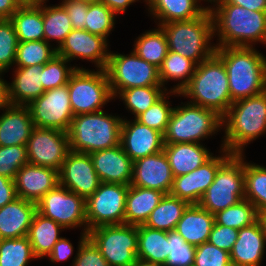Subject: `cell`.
Wrapping results in <instances>:
<instances>
[{"label":"cell","mask_w":266,"mask_h":266,"mask_svg":"<svg viewBox=\"0 0 266 266\" xmlns=\"http://www.w3.org/2000/svg\"><path fill=\"white\" fill-rule=\"evenodd\" d=\"M213 4V6H212ZM216 47L266 45V11H252L230 3L208 5Z\"/></svg>","instance_id":"obj_1"},{"label":"cell","mask_w":266,"mask_h":266,"mask_svg":"<svg viewBox=\"0 0 266 266\" xmlns=\"http://www.w3.org/2000/svg\"><path fill=\"white\" fill-rule=\"evenodd\" d=\"M228 75L231 101L266 91V57L254 47H217L215 53Z\"/></svg>","instance_id":"obj_2"},{"label":"cell","mask_w":266,"mask_h":266,"mask_svg":"<svg viewBox=\"0 0 266 266\" xmlns=\"http://www.w3.org/2000/svg\"><path fill=\"white\" fill-rule=\"evenodd\" d=\"M222 122L225 135L220 148L243 154L248 144L266 134V91L233 102Z\"/></svg>","instance_id":"obj_3"},{"label":"cell","mask_w":266,"mask_h":266,"mask_svg":"<svg viewBox=\"0 0 266 266\" xmlns=\"http://www.w3.org/2000/svg\"><path fill=\"white\" fill-rule=\"evenodd\" d=\"M180 97L190 98L187 102L212 109L223 117L233 103L223 61L214 54L198 64Z\"/></svg>","instance_id":"obj_4"},{"label":"cell","mask_w":266,"mask_h":266,"mask_svg":"<svg viewBox=\"0 0 266 266\" xmlns=\"http://www.w3.org/2000/svg\"><path fill=\"white\" fill-rule=\"evenodd\" d=\"M158 26L166 35L169 51L179 53L196 65L216 53V44L211 42L214 38V24L209 8L197 18Z\"/></svg>","instance_id":"obj_5"},{"label":"cell","mask_w":266,"mask_h":266,"mask_svg":"<svg viewBox=\"0 0 266 266\" xmlns=\"http://www.w3.org/2000/svg\"><path fill=\"white\" fill-rule=\"evenodd\" d=\"M122 121L103 110L75 115L68 131L70 150L91 154L120 145Z\"/></svg>","instance_id":"obj_6"},{"label":"cell","mask_w":266,"mask_h":266,"mask_svg":"<svg viewBox=\"0 0 266 266\" xmlns=\"http://www.w3.org/2000/svg\"><path fill=\"white\" fill-rule=\"evenodd\" d=\"M183 104V105H182ZM222 116L216 111L190 102H181L171 112L164 144L200 143L223 129Z\"/></svg>","instance_id":"obj_7"},{"label":"cell","mask_w":266,"mask_h":266,"mask_svg":"<svg viewBox=\"0 0 266 266\" xmlns=\"http://www.w3.org/2000/svg\"><path fill=\"white\" fill-rule=\"evenodd\" d=\"M245 157L244 154H232L219 167L213 183L198 203L203 209L214 215L245 199Z\"/></svg>","instance_id":"obj_8"},{"label":"cell","mask_w":266,"mask_h":266,"mask_svg":"<svg viewBox=\"0 0 266 266\" xmlns=\"http://www.w3.org/2000/svg\"><path fill=\"white\" fill-rule=\"evenodd\" d=\"M67 85L74 116L103 110L114 99L105 69H76Z\"/></svg>","instance_id":"obj_9"},{"label":"cell","mask_w":266,"mask_h":266,"mask_svg":"<svg viewBox=\"0 0 266 266\" xmlns=\"http://www.w3.org/2000/svg\"><path fill=\"white\" fill-rule=\"evenodd\" d=\"M105 71L113 98L120 90L128 88L162 86L159 69L141 59L134 50L127 55L110 50Z\"/></svg>","instance_id":"obj_10"},{"label":"cell","mask_w":266,"mask_h":266,"mask_svg":"<svg viewBox=\"0 0 266 266\" xmlns=\"http://www.w3.org/2000/svg\"><path fill=\"white\" fill-rule=\"evenodd\" d=\"M88 238L99 249L109 266H132L137 259V226L102 225L88 231Z\"/></svg>","instance_id":"obj_11"},{"label":"cell","mask_w":266,"mask_h":266,"mask_svg":"<svg viewBox=\"0 0 266 266\" xmlns=\"http://www.w3.org/2000/svg\"><path fill=\"white\" fill-rule=\"evenodd\" d=\"M36 209L64 230L82 227V232L87 233L86 200L60 184L36 202Z\"/></svg>","instance_id":"obj_12"},{"label":"cell","mask_w":266,"mask_h":266,"mask_svg":"<svg viewBox=\"0 0 266 266\" xmlns=\"http://www.w3.org/2000/svg\"><path fill=\"white\" fill-rule=\"evenodd\" d=\"M129 185L103 183L86 200L87 233L102 225L124 224L126 194Z\"/></svg>","instance_id":"obj_13"},{"label":"cell","mask_w":266,"mask_h":266,"mask_svg":"<svg viewBox=\"0 0 266 266\" xmlns=\"http://www.w3.org/2000/svg\"><path fill=\"white\" fill-rule=\"evenodd\" d=\"M36 127L68 132L74 117L68 85L44 91L27 105Z\"/></svg>","instance_id":"obj_14"},{"label":"cell","mask_w":266,"mask_h":266,"mask_svg":"<svg viewBox=\"0 0 266 266\" xmlns=\"http://www.w3.org/2000/svg\"><path fill=\"white\" fill-rule=\"evenodd\" d=\"M69 151L68 132L34 126L27 142L30 164L60 171Z\"/></svg>","instance_id":"obj_15"},{"label":"cell","mask_w":266,"mask_h":266,"mask_svg":"<svg viewBox=\"0 0 266 266\" xmlns=\"http://www.w3.org/2000/svg\"><path fill=\"white\" fill-rule=\"evenodd\" d=\"M219 153L220 155H213L192 172L174 177L169 194L188 204H198L207 188L213 183L219 167L232 155L224 148H220Z\"/></svg>","instance_id":"obj_16"},{"label":"cell","mask_w":266,"mask_h":266,"mask_svg":"<svg viewBox=\"0 0 266 266\" xmlns=\"http://www.w3.org/2000/svg\"><path fill=\"white\" fill-rule=\"evenodd\" d=\"M106 38L91 34L87 30L73 29L57 48V55L70 63L76 59L87 60L95 64V69H105L110 51Z\"/></svg>","instance_id":"obj_17"},{"label":"cell","mask_w":266,"mask_h":266,"mask_svg":"<svg viewBox=\"0 0 266 266\" xmlns=\"http://www.w3.org/2000/svg\"><path fill=\"white\" fill-rule=\"evenodd\" d=\"M100 183L90 154L70 150L59 171V184L87 200Z\"/></svg>","instance_id":"obj_18"},{"label":"cell","mask_w":266,"mask_h":266,"mask_svg":"<svg viewBox=\"0 0 266 266\" xmlns=\"http://www.w3.org/2000/svg\"><path fill=\"white\" fill-rule=\"evenodd\" d=\"M120 144L133 162L161 152L165 145L163 133L126 118L122 121Z\"/></svg>","instance_id":"obj_19"},{"label":"cell","mask_w":266,"mask_h":266,"mask_svg":"<svg viewBox=\"0 0 266 266\" xmlns=\"http://www.w3.org/2000/svg\"><path fill=\"white\" fill-rule=\"evenodd\" d=\"M173 178L167 155L163 150L133 162L132 186L156 189L169 194Z\"/></svg>","instance_id":"obj_20"},{"label":"cell","mask_w":266,"mask_h":266,"mask_svg":"<svg viewBox=\"0 0 266 266\" xmlns=\"http://www.w3.org/2000/svg\"><path fill=\"white\" fill-rule=\"evenodd\" d=\"M100 182L131 185L133 161L121 144L90 154Z\"/></svg>","instance_id":"obj_21"},{"label":"cell","mask_w":266,"mask_h":266,"mask_svg":"<svg viewBox=\"0 0 266 266\" xmlns=\"http://www.w3.org/2000/svg\"><path fill=\"white\" fill-rule=\"evenodd\" d=\"M14 181L17 197L36 203L59 184V171L27 163Z\"/></svg>","instance_id":"obj_22"},{"label":"cell","mask_w":266,"mask_h":266,"mask_svg":"<svg viewBox=\"0 0 266 266\" xmlns=\"http://www.w3.org/2000/svg\"><path fill=\"white\" fill-rule=\"evenodd\" d=\"M266 248V235L258 219L239 230L230 252L232 266H261Z\"/></svg>","instance_id":"obj_23"},{"label":"cell","mask_w":266,"mask_h":266,"mask_svg":"<svg viewBox=\"0 0 266 266\" xmlns=\"http://www.w3.org/2000/svg\"><path fill=\"white\" fill-rule=\"evenodd\" d=\"M1 110L0 146L27 145L34 128L28 107L9 104Z\"/></svg>","instance_id":"obj_24"},{"label":"cell","mask_w":266,"mask_h":266,"mask_svg":"<svg viewBox=\"0 0 266 266\" xmlns=\"http://www.w3.org/2000/svg\"><path fill=\"white\" fill-rule=\"evenodd\" d=\"M36 211L35 202L20 197L0 208V239L27 236Z\"/></svg>","instance_id":"obj_25"},{"label":"cell","mask_w":266,"mask_h":266,"mask_svg":"<svg viewBox=\"0 0 266 266\" xmlns=\"http://www.w3.org/2000/svg\"><path fill=\"white\" fill-rule=\"evenodd\" d=\"M13 70V80L8 83L9 104L27 106L44 93L41 83L42 66L33 65Z\"/></svg>","instance_id":"obj_26"},{"label":"cell","mask_w":266,"mask_h":266,"mask_svg":"<svg viewBox=\"0 0 266 266\" xmlns=\"http://www.w3.org/2000/svg\"><path fill=\"white\" fill-rule=\"evenodd\" d=\"M214 224L213 214L199 204H189L178 221L175 231L186 243L198 246L208 242Z\"/></svg>","instance_id":"obj_27"},{"label":"cell","mask_w":266,"mask_h":266,"mask_svg":"<svg viewBox=\"0 0 266 266\" xmlns=\"http://www.w3.org/2000/svg\"><path fill=\"white\" fill-rule=\"evenodd\" d=\"M163 151L167 155L173 177L192 172L214 155L200 143L165 144Z\"/></svg>","instance_id":"obj_28"},{"label":"cell","mask_w":266,"mask_h":266,"mask_svg":"<svg viewBox=\"0 0 266 266\" xmlns=\"http://www.w3.org/2000/svg\"><path fill=\"white\" fill-rule=\"evenodd\" d=\"M201 1L207 0H144L148 12L154 22L159 24L174 21H186L200 16L208 6H202Z\"/></svg>","instance_id":"obj_29"},{"label":"cell","mask_w":266,"mask_h":266,"mask_svg":"<svg viewBox=\"0 0 266 266\" xmlns=\"http://www.w3.org/2000/svg\"><path fill=\"white\" fill-rule=\"evenodd\" d=\"M164 195L165 193L156 189L129 185L126 194L124 224L144 225Z\"/></svg>","instance_id":"obj_30"},{"label":"cell","mask_w":266,"mask_h":266,"mask_svg":"<svg viewBox=\"0 0 266 266\" xmlns=\"http://www.w3.org/2000/svg\"><path fill=\"white\" fill-rule=\"evenodd\" d=\"M63 229L54 220L43 216L38 211L35 212L27 237L38 259L48 257L54 245L62 237L60 232L64 231Z\"/></svg>","instance_id":"obj_31"},{"label":"cell","mask_w":266,"mask_h":266,"mask_svg":"<svg viewBox=\"0 0 266 266\" xmlns=\"http://www.w3.org/2000/svg\"><path fill=\"white\" fill-rule=\"evenodd\" d=\"M137 233V258L164 265L169 256L167 232L139 225Z\"/></svg>","instance_id":"obj_32"},{"label":"cell","mask_w":266,"mask_h":266,"mask_svg":"<svg viewBox=\"0 0 266 266\" xmlns=\"http://www.w3.org/2000/svg\"><path fill=\"white\" fill-rule=\"evenodd\" d=\"M10 20L19 42L44 40L42 3L20 6Z\"/></svg>","instance_id":"obj_33"},{"label":"cell","mask_w":266,"mask_h":266,"mask_svg":"<svg viewBox=\"0 0 266 266\" xmlns=\"http://www.w3.org/2000/svg\"><path fill=\"white\" fill-rule=\"evenodd\" d=\"M196 64L180 55L179 53L168 51L167 56L159 68V78L161 85L166 88L167 83L177 81L178 83L171 87L169 91L181 92V90L189 83L195 72Z\"/></svg>","instance_id":"obj_34"},{"label":"cell","mask_w":266,"mask_h":266,"mask_svg":"<svg viewBox=\"0 0 266 266\" xmlns=\"http://www.w3.org/2000/svg\"><path fill=\"white\" fill-rule=\"evenodd\" d=\"M188 205L186 201L178 197L165 194L160 203L150 213L144 226L166 232L175 230Z\"/></svg>","instance_id":"obj_35"},{"label":"cell","mask_w":266,"mask_h":266,"mask_svg":"<svg viewBox=\"0 0 266 266\" xmlns=\"http://www.w3.org/2000/svg\"><path fill=\"white\" fill-rule=\"evenodd\" d=\"M156 28L138 36L133 44V50L141 59L159 69L169 49L164 31L158 25Z\"/></svg>","instance_id":"obj_36"},{"label":"cell","mask_w":266,"mask_h":266,"mask_svg":"<svg viewBox=\"0 0 266 266\" xmlns=\"http://www.w3.org/2000/svg\"><path fill=\"white\" fill-rule=\"evenodd\" d=\"M44 0L42 2L44 40L46 42L58 43L56 49L61 46L66 36L73 30L70 18L61 4L49 5Z\"/></svg>","instance_id":"obj_37"},{"label":"cell","mask_w":266,"mask_h":266,"mask_svg":"<svg viewBox=\"0 0 266 266\" xmlns=\"http://www.w3.org/2000/svg\"><path fill=\"white\" fill-rule=\"evenodd\" d=\"M167 92L168 89L163 86L134 87L120 90L114 96V100L117 98L122 100L126 106L125 108L136 119L140 114L160 100Z\"/></svg>","instance_id":"obj_38"},{"label":"cell","mask_w":266,"mask_h":266,"mask_svg":"<svg viewBox=\"0 0 266 266\" xmlns=\"http://www.w3.org/2000/svg\"><path fill=\"white\" fill-rule=\"evenodd\" d=\"M245 199L258 213L266 210V167L244 161Z\"/></svg>","instance_id":"obj_39"},{"label":"cell","mask_w":266,"mask_h":266,"mask_svg":"<svg viewBox=\"0 0 266 266\" xmlns=\"http://www.w3.org/2000/svg\"><path fill=\"white\" fill-rule=\"evenodd\" d=\"M55 55H57V49L45 40L19 42L14 68L43 66Z\"/></svg>","instance_id":"obj_40"},{"label":"cell","mask_w":266,"mask_h":266,"mask_svg":"<svg viewBox=\"0 0 266 266\" xmlns=\"http://www.w3.org/2000/svg\"><path fill=\"white\" fill-rule=\"evenodd\" d=\"M215 223L240 230L255 223L259 219L256 207L248 200L243 199L237 204L214 214Z\"/></svg>","instance_id":"obj_41"},{"label":"cell","mask_w":266,"mask_h":266,"mask_svg":"<svg viewBox=\"0 0 266 266\" xmlns=\"http://www.w3.org/2000/svg\"><path fill=\"white\" fill-rule=\"evenodd\" d=\"M34 259L38 258L27 236L0 239V266H27Z\"/></svg>","instance_id":"obj_42"},{"label":"cell","mask_w":266,"mask_h":266,"mask_svg":"<svg viewBox=\"0 0 266 266\" xmlns=\"http://www.w3.org/2000/svg\"><path fill=\"white\" fill-rule=\"evenodd\" d=\"M116 14L101 2L91 3L85 19V30L108 39L115 28Z\"/></svg>","instance_id":"obj_43"},{"label":"cell","mask_w":266,"mask_h":266,"mask_svg":"<svg viewBox=\"0 0 266 266\" xmlns=\"http://www.w3.org/2000/svg\"><path fill=\"white\" fill-rule=\"evenodd\" d=\"M78 66H71L70 62L59 55H55L50 61L42 66V85L44 91L64 86L68 83L71 74Z\"/></svg>","instance_id":"obj_44"},{"label":"cell","mask_w":266,"mask_h":266,"mask_svg":"<svg viewBox=\"0 0 266 266\" xmlns=\"http://www.w3.org/2000/svg\"><path fill=\"white\" fill-rule=\"evenodd\" d=\"M169 95L180 96L179 92L168 91L160 100L140 114L136 120L141 124L165 133L171 112L174 107L169 102Z\"/></svg>","instance_id":"obj_45"},{"label":"cell","mask_w":266,"mask_h":266,"mask_svg":"<svg viewBox=\"0 0 266 266\" xmlns=\"http://www.w3.org/2000/svg\"><path fill=\"white\" fill-rule=\"evenodd\" d=\"M18 43L12 21L0 19V71L7 73L13 67Z\"/></svg>","instance_id":"obj_46"},{"label":"cell","mask_w":266,"mask_h":266,"mask_svg":"<svg viewBox=\"0 0 266 266\" xmlns=\"http://www.w3.org/2000/svg\"><path fill=\"white\" fill-rule=\"evenodd\" d=\"M169 256L164 266H193L196 246L188 244L175 231L167 232Z\"/></svg>","instance_id":"obj_47"},{"label":"cell","mask_w":266,"mask_h":266,"mask_svg":"<svg viewBox=\"0 0 266 266\" xmlns=\"http://www.w3.org/2000/svg\"><path fill=\"white\" fill-rule=\"evenodd\" d=\"M27 163V145L0 146V175L14 180Z\"/></svg>","instance_id":"obj_48"},{"label":"cell","mask_w":266,"mask_h":266,"mask_svg":"<svg viewBox=\"0 0 266 266\" xmlns=\"http://www.w3.org/2000/svg\"><path fill=\"white\" fill-rule=\"evenodd\" d=\"M80 240L71 266H109L99 249L88 238V233H80Z\"/></svg>","instance_id":"obj_49"},{"label":"cell","mask_w":266,"mask_h":266,"mask_svg":"<svg viewBox=\"0 0 266 266\" xmlns=\"http://www.w3.org/2000/svg\"><path fill=\"white\" fill-rule=\"evenodd\" d=\"M193 266H232L230 253L205 242L196 246Z\"/></svg>","instance_id":"obj_50"},{"label":"cell","mask_w":266,"mask_h":266,"mask_svg":"<svg viewBox=\"0 0 266 266\" xmlns=\"http://www.w3.org/2000/svg\"><path fill=\"white\" fill-rule=\"evenodd\" d=\"M238 232L239 230L237 229L215 223L209 235L208 242L230 253L238 238Z\"/></svg>","instance_id":"obj_51"},{"label":"cell","mask_w":266,"mask_h":266,"mask_svg":"<svg viewBox=\"0 0 266 266\" xmlns=\"http://www.w3.org/2000/svg\"><path fill=\"white\" fill-rule=\"evenodd\" d=\"M60 3L70 18L72 28L85 30V19L89 3L78 2L75 0H61Z\"/></svg>","instance_id":"obj_52"},{"label":"cell","mask_w":266,"mask_h":266,"mask_svg":"<svg viewBox=\"0 0 266 266\" xmlns=\"http://www.w3.org/2000/svg\"><path fill=\"white\" fill-rule=\"evenodd\" d=\"M73 251L74 247L70 240L66 239V237H61L54 245L52 252L48 255V259L53 263L64 262L72 256Z\"/></svg>","instance_id":"obj_53"},{"label":"cell","mask_w":266,"mask_h":266,"mask_svg":"<svg viewBox=\"0 0 266 266\" xmlns=\"http://www.w3.org/2000/svg\"><path fill=\"white\" fill-rule=\"evenodd\" d=\"M17 198L15 181L0 175V208Z\"/></svg>","instance_id":"obj_54"},{"label":"cell","mask_w":266,"mask_h":266,"mask_svg":"<svg viewBox=\"0 0 266 266\" xmlns=\"http://www.w3.org/2000/svg\"><path fill=\"white\" fill-rule=\"evenodd\" d=\"M208 3H230L252 11H266V0H211Z\"/></svg>","instance_id":"obj_55"},{"label":"cell","mask_w":266,"mask_h":266,"mask_svg":"<svg viewBox=\"0 0 266 266\" xmlns=\"http://www.w3.org/2000/svg\"><path fill=\"white\" fill-rule=\"evenodd\" d=\"M138 1L139 0H99V2L106 5L116 15L124 13L127 10L128 6Z\"/></svg>","instance_id":"obj_56"},{"label":"cell","mask_w":266,"mask_h":266,"mask_svg":"<svg viewBox=\"0 0 266 266\" xmlns=\"http://www.w3.org/2000/svg\"><path fill=\"white\" fill-rule=\"evenodd\" d=\"M19 7L16 0H0V19H10Z\"/></svg>","instance_id":"obj_57"},{"label":"cell","mask_w":266,"mask_h":266,"mask_svg":"<svg viewBox=\"0 0 266 266\" xmlns=\"http://www.w3.org/2000/svg\"><path fill=\"white\" fill-rule=\"evenodd\" d=\"M3 71H0V110L9 105V100H8V82L2 78L4 75Z\"/></svg>","instance_id":"obj_58"},{"label":"cell","mask_w":266,"mask_h":266,"mask_svg":"<svg viewBox=\"0 0 266 266\" xmlns=\"http://www.w3.org/2000/svg\"><path fill=\"white\" fill-rule=\"evenodd\" d=\"M132 266H164V265L153 263V262H148V261L137 258L136 262Z\"/></svg>","instance_id":"obj_59"},{"label":"cell","mask_w":266,"mask_h":266,"mask_svg":"<svg viewBox=\"0 0 266 266\" xmlns=\"http://www.w3.org/2000/svg\"><path fill=\"white\" fill-rule=\"evenodd\" d=\"M20 6H26V5H39L44 0H16Z\"/></svg>","instance_id":"obj_60"},{"label":"cell","mask_w":266,"mask_h":266,"mask_svg":"<svg viewBox=\"0 0 266 266\" xmlns=\"http://www.w3.org/2000/svg\"><path fill=\"white\" fill-rule=\"evenodd\" d=\"M259 220L262 224L264 233L266 235V210L259 213Z\"/></svg>","instance_id":"obj_61"},{"label":"cell","mask_w":266,"mask_h":266,"mask_svg":"<svg viewBox=\"0 0 266 266\" xmlns=\"http://www.w3.org/2000/svg\"><path fill=\"white\" fill-rule=\"evenodd\" d=\"M75 1L85 2V3H89V4L99 2V0H75Z\"/></svg>","instance_id":"obj_62"}]
</instances>
